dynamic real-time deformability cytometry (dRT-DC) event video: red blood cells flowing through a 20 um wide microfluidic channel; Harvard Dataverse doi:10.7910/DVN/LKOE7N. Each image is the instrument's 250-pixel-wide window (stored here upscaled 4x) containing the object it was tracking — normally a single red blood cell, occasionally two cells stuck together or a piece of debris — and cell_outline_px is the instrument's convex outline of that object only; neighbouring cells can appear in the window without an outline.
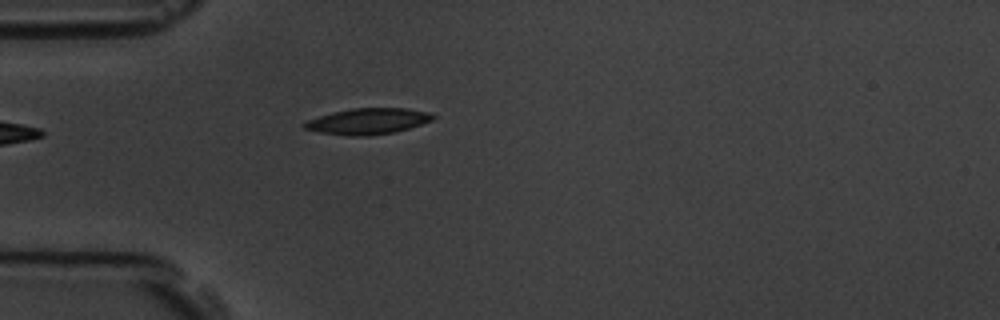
{"species": "common noctule bat (a hibernating species)", "species_latin": "Nyctalus noctula", "temperature_condition": "room temperature", "stored_images_in_passage": 4, "camera_frame_rate_fps": 3000, "um_per_image_px": 0.085, "animal": {"sex": "male", "body_mass_g": 19.5, "forearm_length_mm": 54.6}, "frame": {"image": 1, "passage_image": 4, "time_ms": 3.333, "image_size_px": [1000, 320], "cell_outline_px": [[436, 116], [432, 120], [396, 132], [368, 136], [348, 136], [320, 132], [304, 128], [300, 124], [308, 120], [320, 116], [352, 108], [408, 108], [428, 112]], "centroid_in_image_um": [31.28, 10.31], "position_along_channel_um": 53.7, "area_um2": 19.36}}